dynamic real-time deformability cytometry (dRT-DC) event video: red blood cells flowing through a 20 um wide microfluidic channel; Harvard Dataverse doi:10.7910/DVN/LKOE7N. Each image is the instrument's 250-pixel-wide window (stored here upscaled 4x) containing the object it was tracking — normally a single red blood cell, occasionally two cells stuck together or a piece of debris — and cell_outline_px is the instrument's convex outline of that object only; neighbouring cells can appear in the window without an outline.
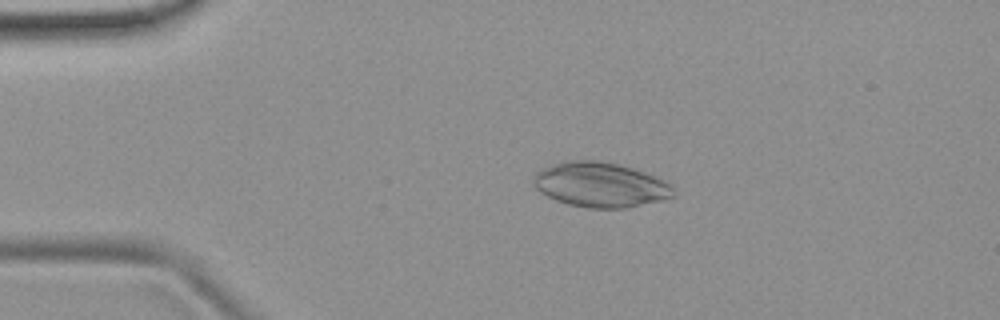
{"species": "common noctule bat (a hibernating species)", "species_latin": "Nyctalus noctula", "temperature_condition": "room temperature", "stored_images_in_passage": 4, "camera_frame_rate_fps": 3000, "um_per_image_px": 0.085, "animal": {"sex": "female", "body_mass_g": 19.9}, "frame": {"image": 1, "passage_image": 2, "time_ms": 1.333, "image_size_px": [1000, 320], "cell_outline_px": [[676, 196], [628, 208], [588, 208], [568, 204], [556, 200], [540, 192], [532, 184], [532, 176], [536, 172], [552, 164], [568, 160], [600, 160], [620, 164], [656, 176], [664, 180], [676, 192]], "centroid_in_image_um": [51.01, 15.7], "position_along_channel_um": 34.0, "area_um2": 36.76}}